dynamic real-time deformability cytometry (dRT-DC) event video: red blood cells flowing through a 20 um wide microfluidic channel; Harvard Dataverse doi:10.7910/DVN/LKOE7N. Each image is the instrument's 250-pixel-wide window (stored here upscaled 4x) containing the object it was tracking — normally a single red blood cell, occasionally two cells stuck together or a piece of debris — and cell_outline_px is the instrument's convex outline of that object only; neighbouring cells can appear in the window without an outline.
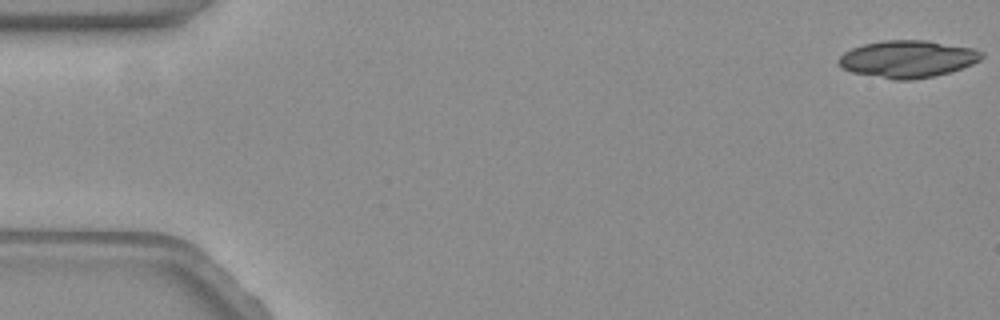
{"species": "common noctule bat (a hibernating species)", "species_latin": "Nyctalus noctula", "temperature_condition": "warm", "stored_images_in_passage": 12, "camera_frame_rate_fps": 3000, "um_per_image_px": 0.085, "animal": {"sex": "female", "body_mass_g": 19.3, "forearm_length_mm": 54.1}, "frame": {"image": 1, "passage_image": 1, "time_ms": 0.0, "image_size_px": [1000, 320], "cell_outline_px": [[984, 56], [980, 60], [972, 64], [948, 72], [932, 76], [912, 80], [896, 80], [852, 72], [840, 68], [840, 56], [844, 52], [852, 48], [864, 44], [884, 40], [928, 40], [976, 48], [984, 52]], "centroid_in_image_um": [77.18, 5.0], "position_along_channel_um": 7.8, "area_um2": 30.98}}